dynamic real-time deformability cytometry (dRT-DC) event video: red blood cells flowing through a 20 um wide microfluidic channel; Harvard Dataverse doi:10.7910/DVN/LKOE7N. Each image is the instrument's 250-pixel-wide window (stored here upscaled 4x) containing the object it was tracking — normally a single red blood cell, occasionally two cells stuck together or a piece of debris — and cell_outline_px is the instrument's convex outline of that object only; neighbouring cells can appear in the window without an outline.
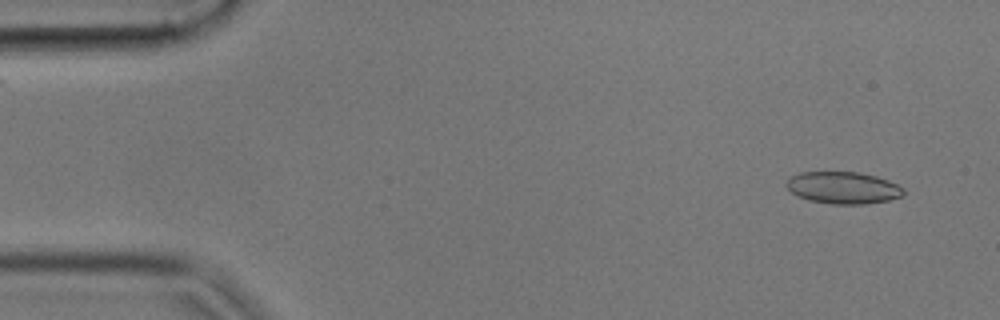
{"species": "common noctule bat (a hibernating species)", "species_latin": "Nyctalus noctula", "temperature_condition": "cold", "stored_images_in_passage": 54, "camera_frame_rate_fps": 3000, "um_per_image_px": 0.085, "animal": {"sex": "male", "body_mass_g": 17.9, "forearm_length_mm": 54.2}, "frame": {"image": 1, "passage_image": 3, "time_ms": 0.667, "image_size_px": [1000, 320], "cell_outline_px": [[904, 196], [888, 200], [864, 204], [832, 204], [808, 200], [796, 196], [784, 184], [792, 176], [800, 172], [860, 172], [876, 176], [888, 180], [904, 188]], "centroid_in_image_um": [71.67, 15.96], "position_along_channel_um": 13.3, "area_um2": 21.91}}
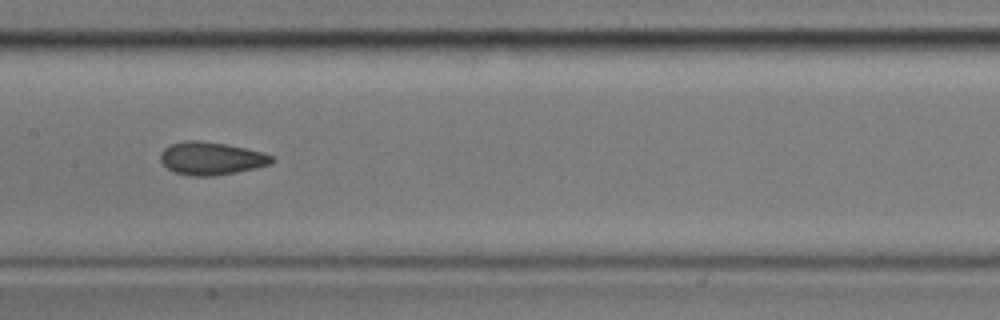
{"frame": {"image": 2, "passage_image": 26, "time_ms": 8.333, "image_size_px": [1000, 320], "cell_outline_px": [[272, 160], [268, 164], [256, 168], [236, 172], [212, 176], [188, 176], [176, 172], [168, 168], [160, 160], [160, 152], [164, 148], [172, 144], [188, 140], [200, 140], [224, 144], [244, 148], [260, 152], [272, 156]], "centroid_in_image_um": [17.9, 13.47], "position_along_channel_um": 189.5, "area_um2": 20.98}}
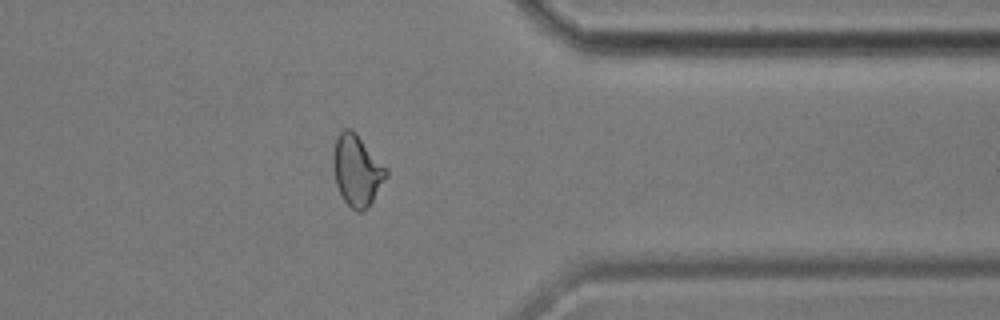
{"frame": {"image": 3, "passage_image": 43, "time_ms": 14.0, "image_size_px": [1000, 320], "cell_outline_px": [[388, 176], [368, 208], [360, 212], [356, 212], [344, 200], [336, 184], [332, 164], [332, 156], [336, 136], [344, 128], [352, 128], [356, 132], [388, 168]], "centroid_in_image_um": [30.35, 14.46], "position_along_channel_um": 381.1, "area_um2": 22.31}, "authors_computed_cell_mechanics": {"area_um2": 21.8773, "velocity_mm_per_s": 3.5885, "shape_relaxation_time_tau1_ms": 5.6858, "shape_relaxation_time_tau2_ms": 2.3226, "deformation_change_tau1": 0.1246, "deformation_change_tau2": 0.0698}}